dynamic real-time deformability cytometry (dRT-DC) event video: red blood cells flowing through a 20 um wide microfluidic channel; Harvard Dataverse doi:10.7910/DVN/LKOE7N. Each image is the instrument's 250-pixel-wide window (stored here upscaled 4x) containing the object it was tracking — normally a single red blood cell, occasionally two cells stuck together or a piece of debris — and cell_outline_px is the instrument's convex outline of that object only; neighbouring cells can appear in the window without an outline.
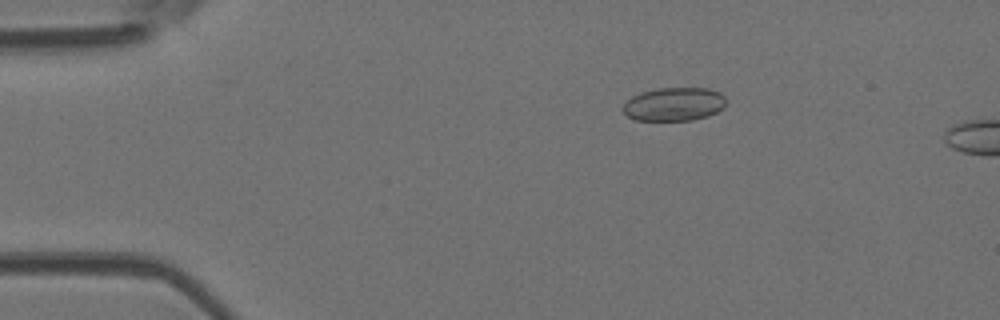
{"species": "Egyptian fruit bat (a non-hibernating species)", "species_latin": "Rousettus aegyptiacus", "temperature_condition": "room temperature", "stored_images_in_passage": 3, "camera_frame_rate_fps": 3000, "um_per_image_px": 0.085, "animal": {"sex": "female"}, "frame": {"image": 1, "passage_image": 2, "time_ms": 0.333, "image_size_px": [1000, 320], "cell_outline_px": [[724, 108], [708, 116], [692, 120], [636, 120], [628, 116], [624, 112], [624, 104], [632, 96], [640, 92], [656, 88], [708, 88], [720, 92], [724, 96]], "centroid_in_image_um": [57.3, 8.85], "position_along_channel_um": 27.7, "area_um2": 20.06}}